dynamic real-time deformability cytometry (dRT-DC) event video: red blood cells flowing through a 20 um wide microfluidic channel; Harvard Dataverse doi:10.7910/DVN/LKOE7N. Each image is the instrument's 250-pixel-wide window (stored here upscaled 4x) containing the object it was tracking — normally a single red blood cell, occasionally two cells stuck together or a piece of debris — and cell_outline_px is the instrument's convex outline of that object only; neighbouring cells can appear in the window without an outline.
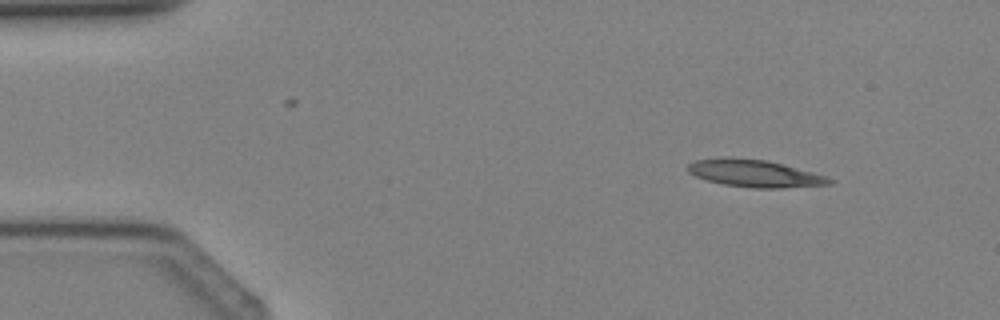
{"species": "Egyptian fruit bat (a non-hibernating species)", "species_latin": "Rousettus aegyptiacus", "temperature_condition": "cold", "stored_images_in_passage": 3, "camera_frame_rate_fps": 3000, "um_per_image_px": 0.085, "animal": {"sex": "female"}, "frame": {"image": 1, "passage_image": 1, "time_ms": 0.0, "image_size_px": [1000, 320], "cell_outline_px": [[836, 180], [832, 184], [784, 188], [752, 188], [724, 184], [708, 180], [696, 176], [688, 172], [688, 164], [696, 160], [728, 156], [768, 160], [784, 164], [812, 172]], "centroid_in_image_um": [64.16, 14.73], "position_along_channel_um": 20.8, "area_um2": 22.6}}